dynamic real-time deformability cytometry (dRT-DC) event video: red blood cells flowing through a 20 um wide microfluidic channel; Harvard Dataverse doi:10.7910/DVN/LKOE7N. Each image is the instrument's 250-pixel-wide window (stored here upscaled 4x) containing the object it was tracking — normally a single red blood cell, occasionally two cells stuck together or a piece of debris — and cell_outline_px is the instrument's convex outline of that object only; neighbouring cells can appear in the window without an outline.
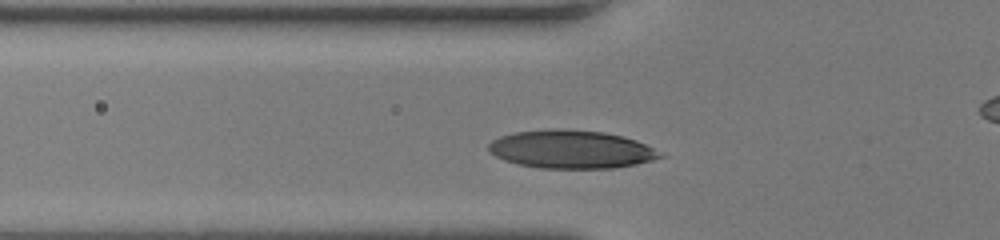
{"species": "human", "species_latin": "Homo sapiens", "temperature_condition": "room temperature", "stored_images_in_passage": 31, "camera_frame_rate_fps": 3000, "um_per_image_px": 0.085, "donor": {"sex": "female"}, "frame": {"image": 1, "passage_image": 7, "time_ms": 2.0, "image_size_px": [1000, 240], "cell_outline_px": [[668, 156], [636, 164], [616, 168], [540, 168], [516, 164], [504, 160], [488, 152], [488, 144], [492, 140], [500, 136], [516, 132], [552, 128], [556, 128], [604, 132], [624, 136], [636, 140]], "centroid_in_image_um": [48.54, 12.69], "position_along_channel_um": 77.3, "area_um2": 38.38}}
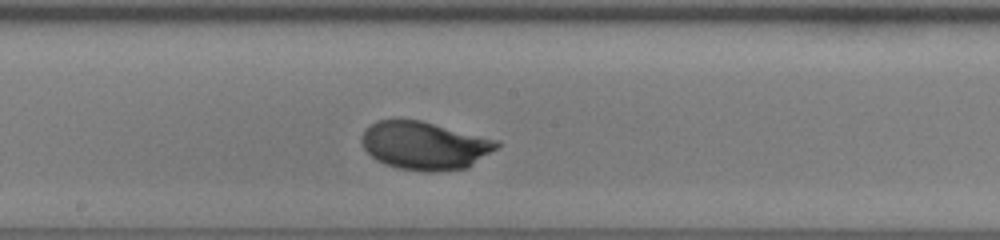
{"frame": {"image": 2, "passage_image": 17, "time_ms": 5.333, "image_size_px": [1000, 240], "cell_outline_px": [[500, 144], [496, 148], [468, 168], [436, 172], [424, 172], [396, 168], [384, 164], [376, 160], [364, 148], [360, 140], [360, 136], [368, 124], [376, 120], [420, 120], [500, 140]], "centroid_in_image_um": [36.07, 12.38], "position_along_channel_um": 212.1, "area_um2": 38.21}}
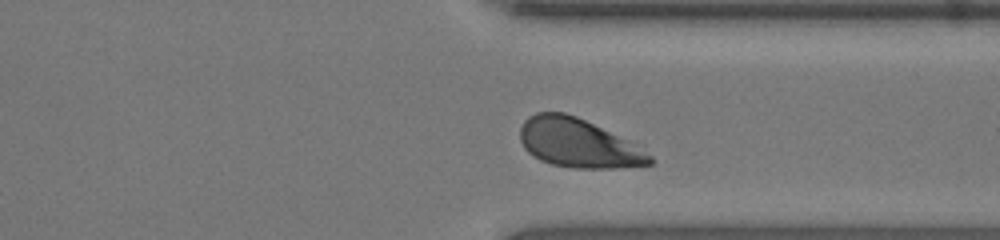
{"frame": {"image": 3, "passage_image": 28, "time_ms": 9.0, "image_size_px": [1000, 240], "cell_outline_px": [[652, 164], [616, 168], [576, 168], [552, 164], [540, 160], [528, 152], [524, 148], [520, 140], [520, 128], [524, 120], [528, 116], [536, 112], [564, 112], [576, 116], [616, 136], [652, 156]], "centroid_in_image_um": [49.04, 12.17], "position_along_channel_um": 362.4, "area_um2": 36.07}, "authors_computed_cell_mechanics": {"area_um2": 37.5122, "velocity_mm_per_s": 4.0619, "shape_relaxation_time_tau1_ms": 2.1424, "shape_relaxation_time_tau2_ms": null, "deformation_change_tau1": 0.143, "deformation_change_tau2": null}}